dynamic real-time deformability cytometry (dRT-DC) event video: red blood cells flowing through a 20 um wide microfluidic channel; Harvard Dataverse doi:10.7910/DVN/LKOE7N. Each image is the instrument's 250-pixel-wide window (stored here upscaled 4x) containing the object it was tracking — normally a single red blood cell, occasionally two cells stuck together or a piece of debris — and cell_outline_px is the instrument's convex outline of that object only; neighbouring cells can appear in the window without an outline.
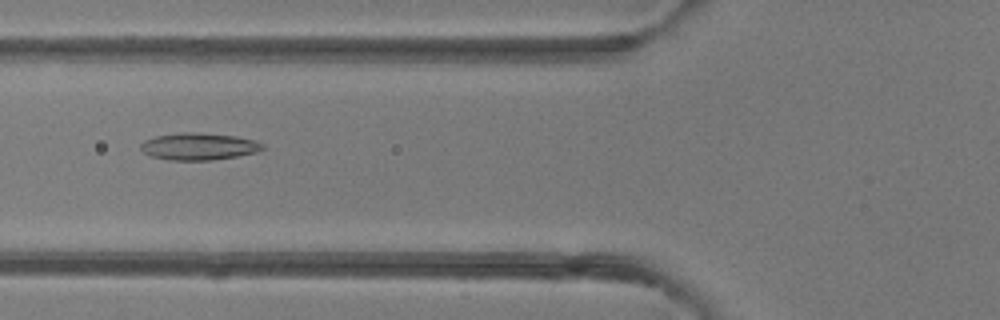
{"species": "common noctule bat (a hibernating species)", "species_latin": "Nyctalus noctula", "temperature_condition": "room temperature", "stored_images_in_passage": 41, "camera_frame_rate_fps": 3000, "um_per_image_px": 0.085, "animal": {"sex": "female"}, "frame": {"image": 1, "passage_image": 11, "time_ms": 3.333, "image_size_px": [1000, 320], "cell_outline_px": [[264, 148], [256, 152], [236, 156], [212, 160], [168, 160], [152, 156], [144, 152], [140, 148], [140, 144], [144, 140], [156, 136], [180, 132], [196, 132], [236, 136], [256, 140], [264, 144]], "centroid_in_image_um": [16.9, 12.44], "position_along_channel_um": 108.9, "area_um2": 19.25}}
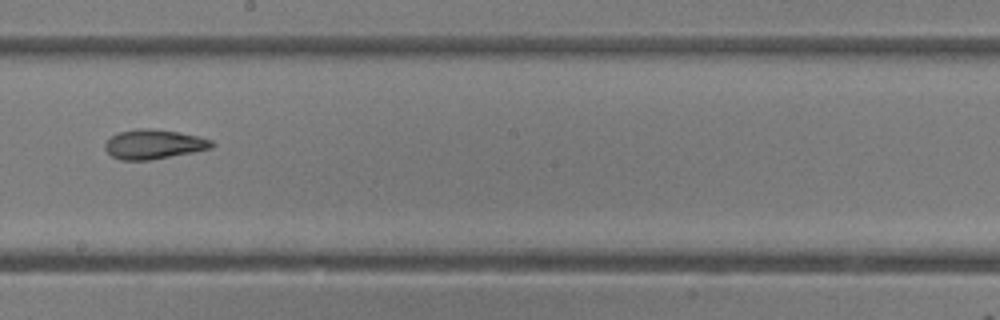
{"frame": {"image": 2, "passage_image": 20, "time_ms": 6.333, "image_size_px": [1000, 320], "cell_outline_px": [[216, 144], [212, 148], [192, 152], [148, 160], [120, 160], [112, 156], [104, 148], [104, 144], [112, 136], [120, 132], [136, 128], [152, 128], [180, 132], [200, 136], [212, 140]], "centroid_in_image_um": [13.09, 12.25], "position_along_channel_um": 235.1, "area_um2": 18.38}}
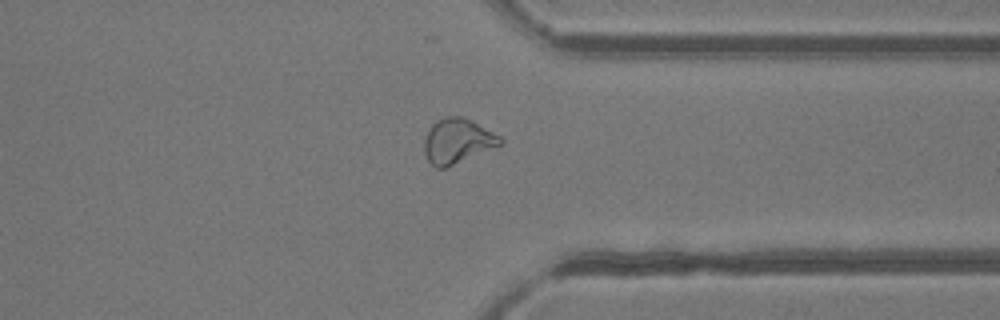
{"frame": {"image": 3, "passage_image": 30, "time_ms": 9.667, "image_size_px": [1000, 320], "cell_outline_px": [[504, 144], [444, 168], [436, 168], [428, 160], [424, 152], [424, 136], [432, 124], [436, 120], [444, 116], [464, 116], [500, 136], [504, 140]], "centroid_in_image_um": [38.88, 11.97], "position_along_channel_um": 372.5, "area_um2": 19.94}, "authors_computed_cell_mechanics": {"area_um2": 19.2474, "velocity_mm_per_s": 4.1886, "shape_relaxation_time_tau1_ms": 9.1705, "shape_relaxation_time_tau2_ms": 1.4981, "deformation_change_tau1": 0.2483, "deformation_change_tau2": 0.0672}}